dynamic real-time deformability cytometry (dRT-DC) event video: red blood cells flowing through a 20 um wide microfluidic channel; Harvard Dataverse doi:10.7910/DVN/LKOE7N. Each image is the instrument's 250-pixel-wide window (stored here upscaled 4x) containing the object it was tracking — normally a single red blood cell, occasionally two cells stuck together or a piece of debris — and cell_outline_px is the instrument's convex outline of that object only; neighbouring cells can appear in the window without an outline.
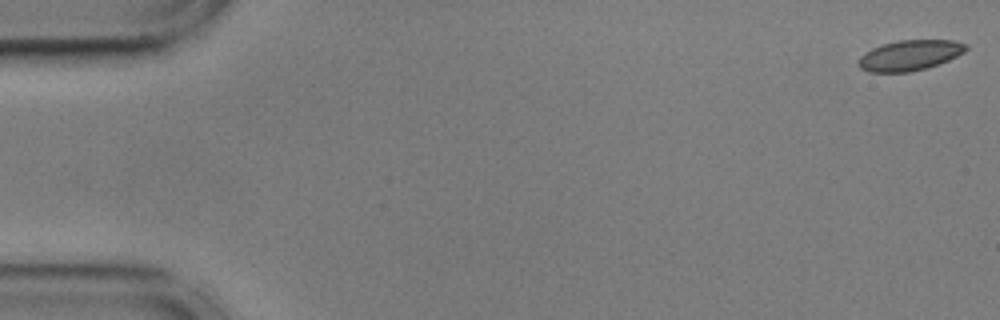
{"species": "common noctule bat (a hibernating species)", "species_latin": "Nyctalus noctula", "temperature_condition": "cold", "stored_images_in_passage": 46, "camera_frame_rate_fps": 3000, "um_per_image_px": 0.085, "animal": {"sex": "male", "body_mass_g": 17.9, "forearm_length_mm": 54.2}, "frame": {"image": 1, "passage_image": 1, "time_ms": 0.0, "image_size_px": [1000, 320], "cell_outline_px": [[968, 48], [964, 52], [948, 60], [924, 68], [908, 72], [868, 72], [860, 68], [856, 64], [856, 60], [864, 52], [872, 48], [884, 44], [900, 40], [952, 40], [968, 44]], "centroid_in_image_um": [77.28, 4.7], "position_along_channel_um": 7.7, "area_um2": 19.02}}
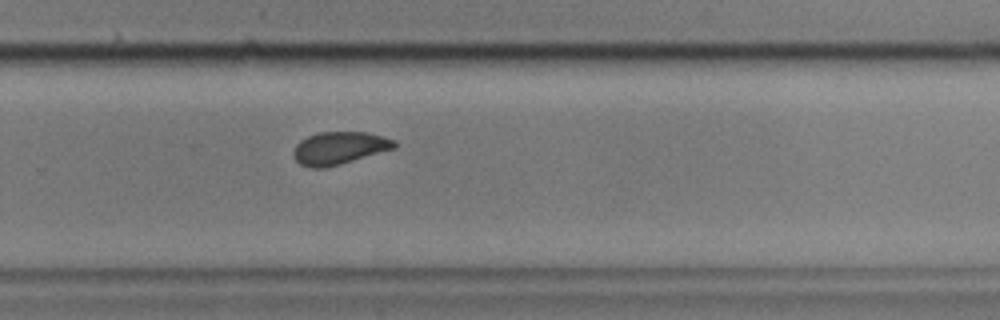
{"frame": {"image": 2, "passage_image": 37, "time_ms": 12.0, "image_size_px": [1000, 320], "cell_outline_px": [[396, 148], [340, 164], [324, 168], [312, 168], [300, 164], [292, 156], [292, 152], [296, 144], [300, 140], [308, 136], [320, 132], [368, 132], [384, 136], [396, 140]], "centroid_in_image_um": [28.84, 12.58], "position_along_channel_um": 301.0, "area_um2": 19.31}}
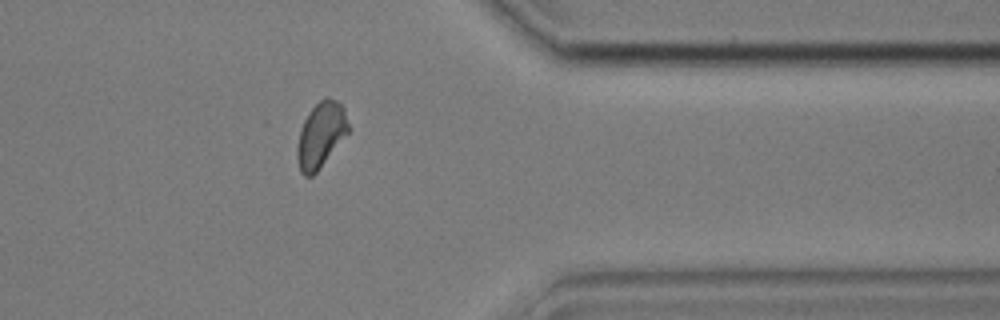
{"frame": {"image": 3, "passage_image": 45, "time_ms": 14.667, "image_size_px": [1000, 320], "cell_outline_px": [[348, 132], [316, 172], [312, 176], [304, 176], [300, 172], [296, 156], [296, 148], [300, 128], [308, 112], [324, 96], [328, 96], [336, 100], [344, 108], [348, 124]], "centroid_in_image_um": [27.23, 11.45], "position_along_channel_um": 384.2, "area_um2": 19.36}}